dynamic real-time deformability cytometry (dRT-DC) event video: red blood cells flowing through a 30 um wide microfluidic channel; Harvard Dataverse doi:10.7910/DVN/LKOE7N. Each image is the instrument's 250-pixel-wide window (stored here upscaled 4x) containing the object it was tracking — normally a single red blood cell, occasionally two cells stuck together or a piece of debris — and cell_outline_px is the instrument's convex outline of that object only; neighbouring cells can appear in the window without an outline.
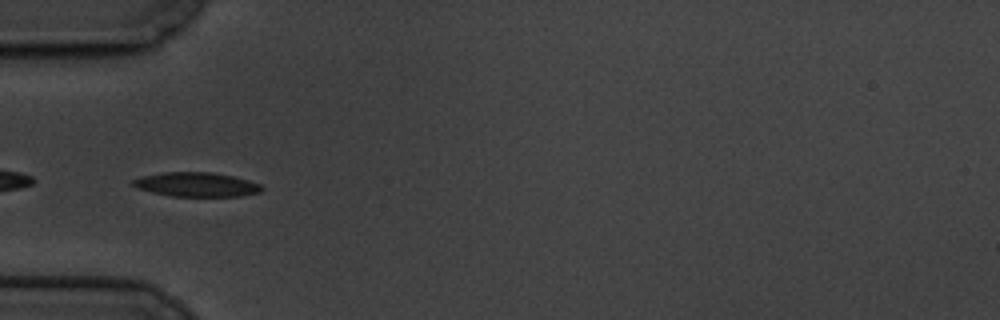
{"species": "common noctule bat (a hibernating species)", "species_latin": "Nyctalus noctula", "temperature_condition": "cold", "stored_images_in_passage": 42, "camera_frame_rate_fps": 3000, "um_per_image_px": 0.085, "animal": {"sex": "male", "body_mass_g": 19.5, "forearm_length_mm": 54.6}, "frame": {"image": 1, "passage_image": 1, "time_ms": 0.0, "image_size_px": [1000, 320], "cell_outline_px": [[264, 188], [260, 192], [240, 196], [172, 196], [152, 192], [136, 188], [132, 184], [132, 180], [144, 176], [164, 172], [212, 172], [232, 176], [248, 180], [260, 184]], "centroid_in_image_um": [16.71, 15.68], "position_along_channel_um": 68.3, "area_um2": 18.09}}
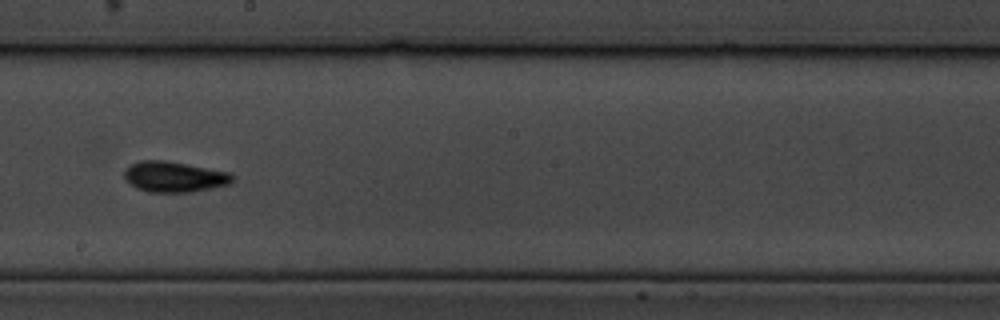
{"frame": {"image": 2, "passage_image": 16, "time_ms": 5.0, "image_size_px": [1000, 320], "cell_outline_px": [[236, 180], [232, 184], [192, 192], [148, 192], [136, 188], [124, 180], [124, 168], [140, 160], [164, 160], [228, 172], [236, 176]], "centroid_in_image_um": [14.82, 15.04], "position_along_channel_um": 233.4, "area_um2": 19.54}}
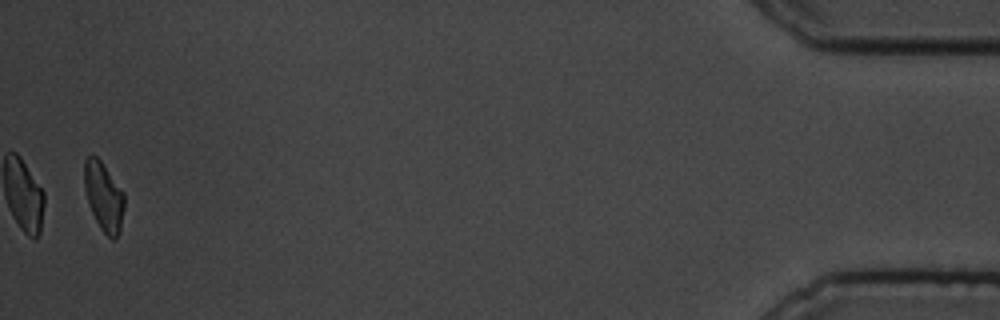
{"frame": {"image": 3, "passage_image": 41, "time_ms": 13.333, "image_size_px": [1000, 320], "cell_outline_px": [[124, 208], [120, 232], [116, 240], [112, 240], [100, 228], [88, 204], [84, 188], [84, 160], [88, 156], [96, 156], [100, 160], [124, 192]], "centroid_in_image_um": [8.82, 16.73], "position_along_channel_um": 426.4, "area_um2": 16.13}, "authors_computed_cell_mechanics": {"area_um2": 17.5134, "velocity_mm_per_s": 3.317, "shape_relaxation_time_tau1_ms": 2.9289, "shape_relaxation_time_tau2_ms": 1.7547, "deformation_change_tau1": 0.1111, "deformation_change_tau2": 0.0689}}